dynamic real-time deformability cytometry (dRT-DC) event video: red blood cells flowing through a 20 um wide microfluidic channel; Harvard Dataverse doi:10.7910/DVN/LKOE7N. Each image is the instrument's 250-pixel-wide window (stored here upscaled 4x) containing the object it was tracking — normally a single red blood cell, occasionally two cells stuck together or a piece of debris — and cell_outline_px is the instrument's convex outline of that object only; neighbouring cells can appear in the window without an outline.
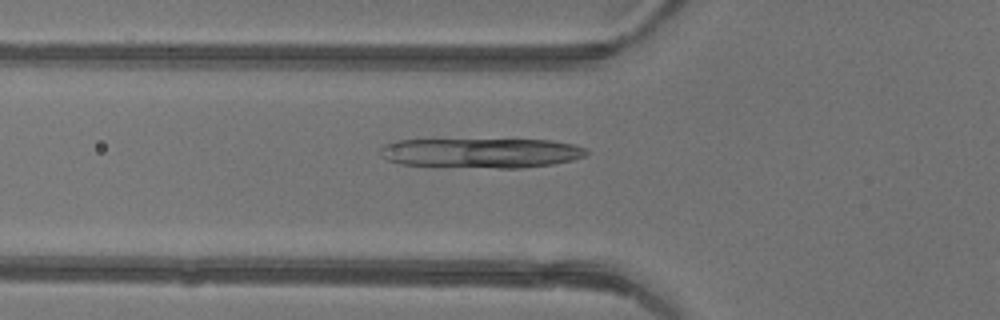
{"species": "common noctule bat (a hibernating species)", "species_latin": "Nyctalus noctula", "temperature_condition": "warm", "stored_images_in_passage": 47, "camera_frame_rate_fps": 3000, "um_per_image_px": 0.085, "animal": {"sex": "female"}, "frame": {"image": 1, "passage_image": 17, "time_ms": 5.333, "image_size_px": [1000, 320], "cell_outline_px": [[588, 152], [584, 156], [572, 160], [552, 164], [520, 168], [440, 168], [400, 164], [388, 160], [380, 156], [380, 148], [384, 144], [396, 140], [552, 140], [572, 144], [584, 148]], "centroid_in_image_um": [40.81, 13.02], "position_along_channel_um": 85.0, "area_um2": 36.36}}
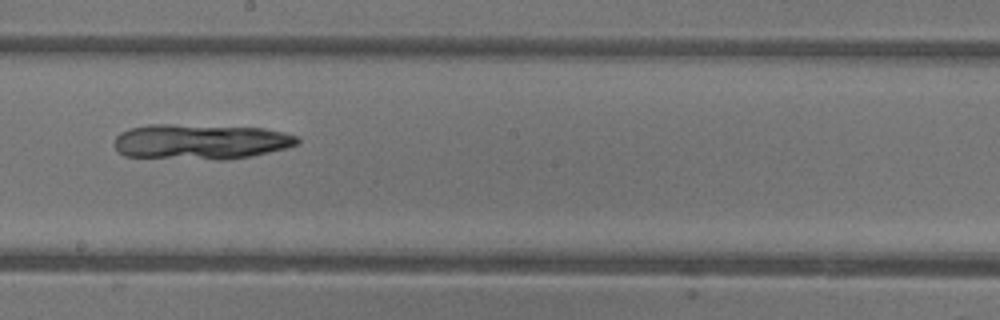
{"frame": {"image": 2, "passage_image": 27, "time_ms": 8.667, "image_size_px": [1000, 320], "cell_outline_px": [[300, 144], [252, 156], [224, 160], [216, 160], [124, 156], [116, 152], [112, 144], [116, 136], [120, 132], [128, 128], [148, 124], [172, 124], [264, 128], [284, 132], [296, 136], [300, 140]], "centroid_in_image_um": [16.99, 12.04], "position_along_channel_um": 231.2, "area_um2": 38.15}}
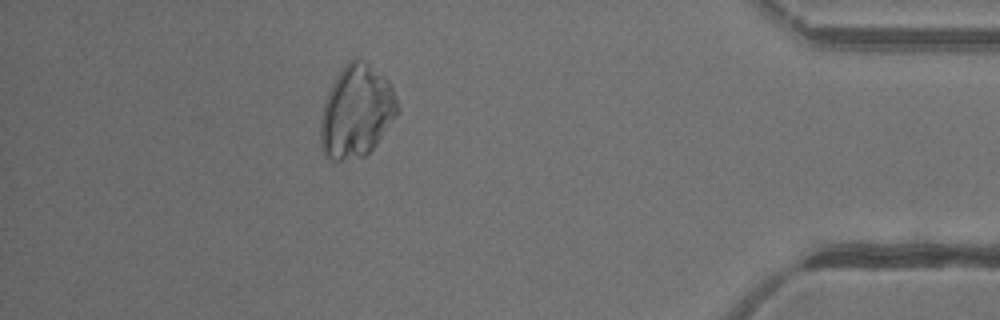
{"frame": {"image": 3, "passage_image": 42, "time_ms": 13.667, "image_size_px": [1000, 320], "cell_outline_px": [[400, 112], [376, 144], [364, 156], [340, 160], [328, 160], [324, 156], [320, 144], [320, 120], [324, 100], [336, 76], [344, 64], [348, 60], [356, 56], [368, 64], [384, 76], [388, 80], [392, 88], [400, 108]], "centroid_in_image_um": [30.28, 9.47], "position_along_channel_um": 404.9, "area_um2": 41.73}}